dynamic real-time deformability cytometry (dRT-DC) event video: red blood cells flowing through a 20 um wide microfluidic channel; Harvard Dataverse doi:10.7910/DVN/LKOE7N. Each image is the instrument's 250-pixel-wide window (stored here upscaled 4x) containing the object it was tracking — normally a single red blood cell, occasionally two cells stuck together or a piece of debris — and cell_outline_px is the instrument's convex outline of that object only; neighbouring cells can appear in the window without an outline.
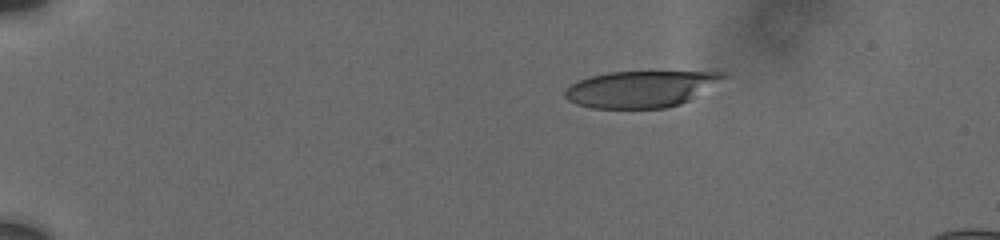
{"species": "human", "species_latin": "Homo sapiens", "temperature_condition": "cold", "stored_images_in_passage": 9, "camera_frame_rate_fps": 3000, "um_per_image_px": 0.085, "donor": {"sex": "male"}, "frame": {"image": 1, "passage_image": 1, "time_ms": 0.0, "image_size_px": [1000, 240], "cell_outline_px": [[732, 76], [688, 100], [680, 104], [664, 108], [592, 108], [576, 104], [568, 100], [564, 96], [564, 92], [572, 84], [580, 80], [592, 76], [608, 72], [728, 72]], "centroid_in_image_um": [54.52, 7.56], "position_along_channel_um": 30.5, "area_um2": 33.58}}
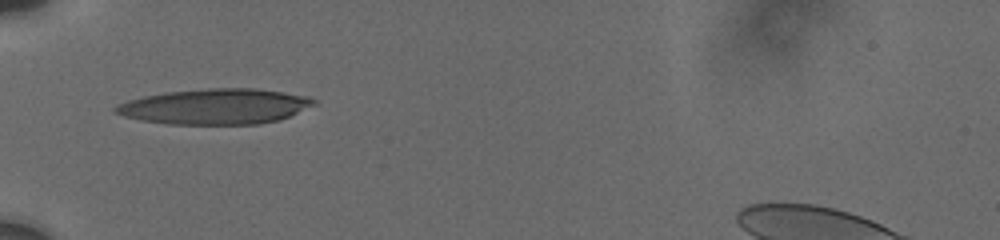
{"frame": {"image": 2, "passage_image": 6, "time_ms": 3.333, "image_size_px": [1000, 240], "cell_outline_px": [[320, 104], [280, 120], [260, 124], [168, 124], [140, 120], [124, 116], [112, 112], [112, 108], [128, 100], [144, 96], [164, 92], [208, 88], [252, 88], [284, 92], [308, 96], [316, 100]], "centroid_in_image_um": [18.34, 9.05], "position_along_channel_um": 66.7, "area_um2": 41.38}}
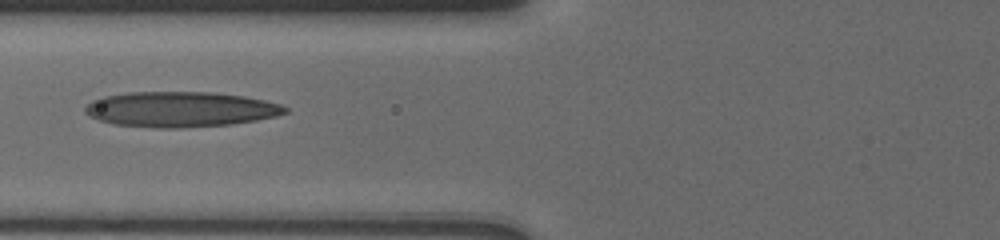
{"frame": {"image": 3, "passage_image": 8, "time_ms": 4.667, "image_size_px": [1000, 240], "cell_outline_px": [[288, 112], [276, 116], [256, 120], [232, 124], [184, 128], [152, 128], [112, 124], [100, 120], [84, 112], [84, 108], [92, 100], [104, 96], [128, 92], [212, 92], [244, 96], [264, 100], [280, 104], [288, 108]], "centroid_in_image_um": [15.34, 9.3], "position_along_channel_um": 110.5, "area_um2": 41.33}}